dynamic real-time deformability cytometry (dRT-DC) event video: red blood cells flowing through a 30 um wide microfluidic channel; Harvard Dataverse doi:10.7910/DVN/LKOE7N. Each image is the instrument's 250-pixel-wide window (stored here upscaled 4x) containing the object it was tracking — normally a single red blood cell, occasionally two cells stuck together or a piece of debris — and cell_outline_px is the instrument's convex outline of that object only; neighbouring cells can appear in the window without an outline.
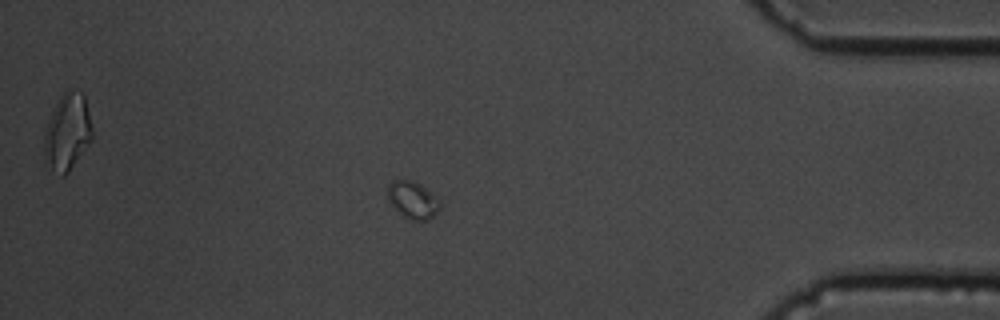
{"species": "common noctule bat (a hibernating species)", "species_latin": "Nyctalus noctula", "temperature_condition": "cold", "stored_images_in_passage": 58, "camera_frame_rate_fps": 3000, "um_per_image_px": 0.085, "animal": {"sex": "male", "body_mass_g": 19.5, "forearm_length_mm": 54.6}, "frame": {"image": 1, "passage_image": 51, "time_ms": 16.667, "image_size_px": [1000, 320], "cell_outline_px": [[440, 208], [428, 220], [412, 220], [404, 216], [388, 200], [388, 184], [392, 180], [412, 180], [420, 184], [440, 204]], "centroid_in_image_um": [35.04, 16.99], "position_along_channel_um": 400.2, "area_um2": 10.81}}